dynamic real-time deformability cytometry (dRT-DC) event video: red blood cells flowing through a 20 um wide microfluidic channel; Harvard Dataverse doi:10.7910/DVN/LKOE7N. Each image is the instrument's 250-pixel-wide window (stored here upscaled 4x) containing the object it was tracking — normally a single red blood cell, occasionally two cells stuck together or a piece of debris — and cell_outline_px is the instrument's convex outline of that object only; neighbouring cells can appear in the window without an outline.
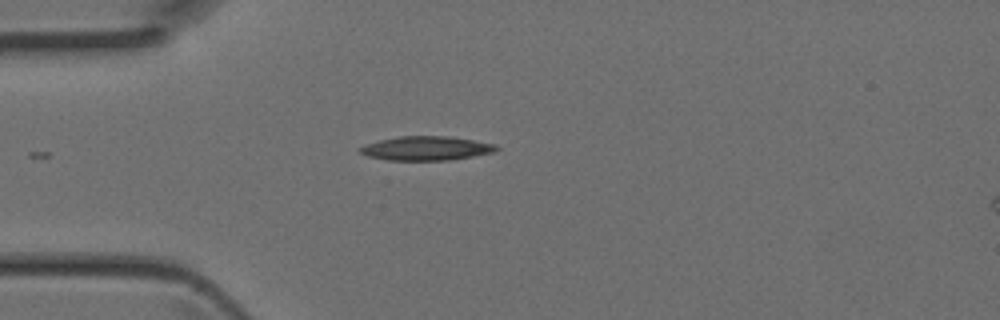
{"species": "Egyptian fruit bat (a non-hibernating species)", "species_latin": "Rousettus aegyptiacus", "temperature_condition": "room temperature", "stored_images_in_passage": 30, "camera_frame_rate_fps": 3000, "um_per_image_px": 0.085, "animal": {"sex": "female"}, "frame": {"image": 1, "passage_image": 1, "time_ms": 0.0, "image_size_px": [1000, 320], "cell_outline_px": [[500, 148], [496, 152], [448, 160], [388, 160], [368, 156], [360, 152], [356, 148], [364, 144], [380, 140], [400, 136], [452, 136], [496, 144]], "centroid_in_image_um": [36.24, 12.6], "position_along_channel_um": 48.8, "area_um2": 19.25}}
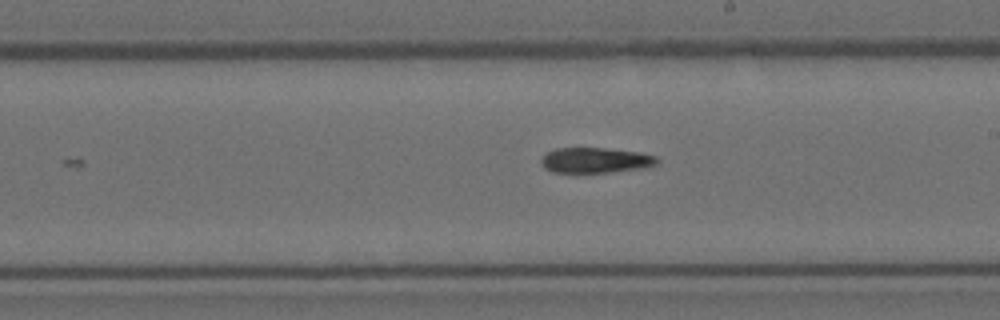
{"frame": {"image": 2, "passage_image": 14, "time_ms": 4.333, "image_size_px": [1000, 320], "cell_outline_px": [[660, 160], [656, 164], [648, 168], [608, 172], [552, 172], [544, 168], [540, 164], [540, 160], [548, 152], [556, 148], [604, 148], [640, 152], [656, 156]], "centroid_in_image_um": [50.64, 13.62], "position_along_channel_um": 238.4, "area_um2": 17.22}}
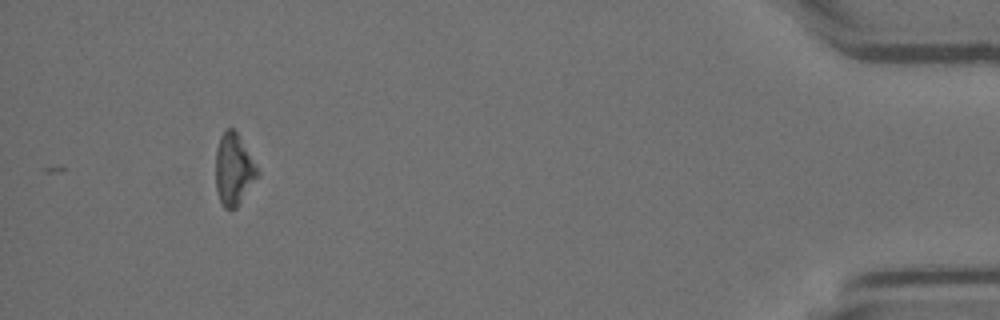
{"frame": {"image": 3, "passage_image": 30, "time_ms": 9.667, "image_size_px": [1000, 320], "cell_outline_px": [[260, 172], [236, 208], [224, 208], [220, 200], [216, 188], [216, 148], [220, 136], [228, 128], [232, 128], [236, 132]], "centroid_in_image_um": [19.84, 14.4], "position_along_channel_um": 415.4, "area_um2": 16.94}}